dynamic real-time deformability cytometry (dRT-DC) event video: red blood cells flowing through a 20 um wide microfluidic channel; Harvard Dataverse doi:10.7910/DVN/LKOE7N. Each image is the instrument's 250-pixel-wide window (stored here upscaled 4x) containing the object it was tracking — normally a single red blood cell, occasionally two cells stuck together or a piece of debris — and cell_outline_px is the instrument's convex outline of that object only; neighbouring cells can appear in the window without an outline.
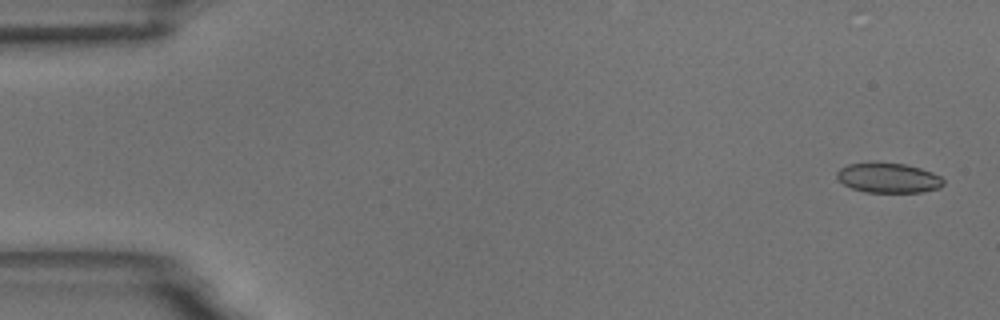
{"species": "common noctule bat (a hibernating species)", "species_latin": "Nyctalus noctula", "temperature_condition": "room temperature", "stored_images_in_passage": 59, "camera_frame_rate_fps": 3000, "um_per_image_px": 0.085, "animal": {"sex": "male", "body_mass_g": 18.8}, "frame": {"image": 1, "passage_image": 2, "time_ms": 0.333, "image_size_px": [1000, 320], "cell_outline_px": [[944, 184], [940, 188], [920, 192], [864, 192], [852, 188], [844, 184], [836, 176], [836, 172], [840, 168], [848, 164], [904, 164], [920, 168], [932, 172], [940, 176], [944, 180]], "centroid_in_image_um": [75.54, 15.14], "position_along_channel_um": 9.5, "area_um2": 18.15}}
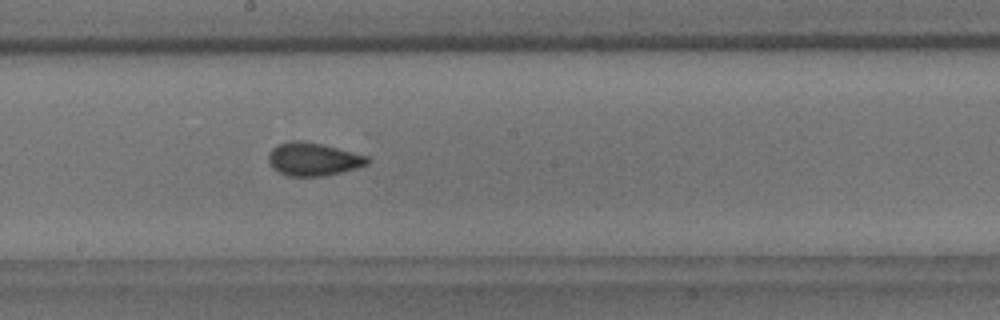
{"frame": {"image": 2, "passage_image": 32, "time_ms": 10.333, "image_size_px": [1000, 320], "cell_outline_px": [[372, 160], [368, 164], [356, 168], [340, 172], [320, 176], [288, 176], [272, 168], [268, 164], [268, 152], [276, 144], [292, 140], [300, 140], [320, 144], [368, 156]], "centroid_in_image_um": [26.58, 13.52], "position_along_channel_um": 221.6, "area_um2": 19.07}}
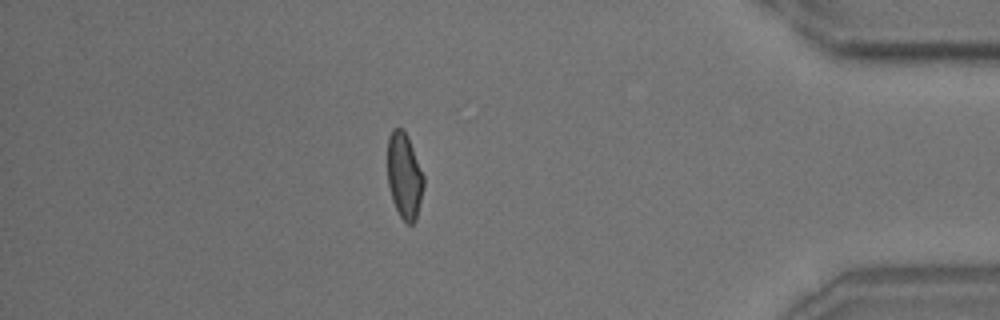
{"frame": {"image": 3, "passage_image": 51, "time_ms": 16.667, "image_size_px": [1000, 320], "cell_outline_px": [[424, 188], [416, 220], [412, 224], [408, 224], [400, 216], [392, 200], [388, 184], [388, 136], [392, 128], [404, 128], [408, 136], [424, 176]], "centroid_in_image_um": [34.37, 14.93], "position_along_channel_um": 400.8, "area_um2": 18.21}, "authors_computed_cell_mechanics": {"area_um2": 18.6694, "velocity_mm_per_s": 3.4454, "shape_relaxation_time_tau1_ms": 9.2694, "shape_relaxation_time_tau2_ms": 1.2703, "deformation_change_tau1": 0.1554, "deformation_change_tau2": 0.0579}}